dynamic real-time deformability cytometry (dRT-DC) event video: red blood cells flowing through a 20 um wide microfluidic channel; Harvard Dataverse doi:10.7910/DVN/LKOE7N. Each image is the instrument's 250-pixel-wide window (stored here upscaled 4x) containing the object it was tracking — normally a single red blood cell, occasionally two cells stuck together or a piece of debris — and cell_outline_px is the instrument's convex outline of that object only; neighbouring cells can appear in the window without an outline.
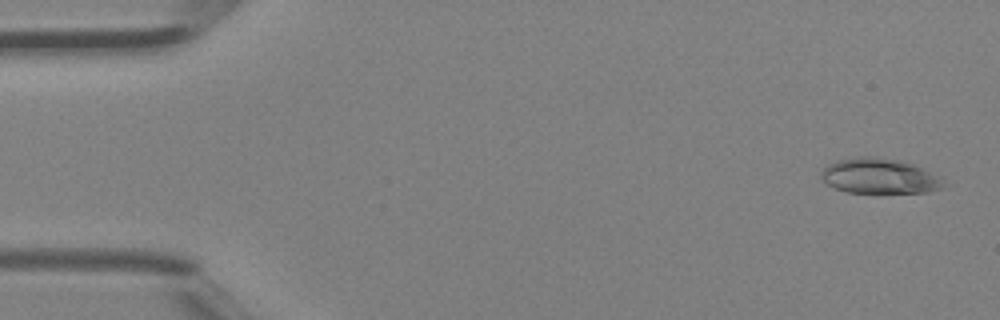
{"species": "Egyptian fruit bat (a non-hibernating species)", "species_latin": "Rousettus aegyptiacus", "temperature_condition": "room temperature", "stored_images_in_passage": 5, "camera_frame_rate_fps": 3000, "um_per_image_px": 0.085, "animal": {"sex": "female"}, "frame": {"image": 1, "passage_image": 1, "time_ms": 0.0, "image_size_px": [1000, 320], "cell_outline_px": [[952, 184], [944, 188], [928, 192], [844, 192], [820, 180], [820, 172], [828, 164], [836, 160], [856, 156], [876, 156], [900, 160], [912, 164], [944, 176]], "centroid_in_image_um": [74.85, 14.96], "position_along_channel_um": 10.2, "area_um2": 25.89}}